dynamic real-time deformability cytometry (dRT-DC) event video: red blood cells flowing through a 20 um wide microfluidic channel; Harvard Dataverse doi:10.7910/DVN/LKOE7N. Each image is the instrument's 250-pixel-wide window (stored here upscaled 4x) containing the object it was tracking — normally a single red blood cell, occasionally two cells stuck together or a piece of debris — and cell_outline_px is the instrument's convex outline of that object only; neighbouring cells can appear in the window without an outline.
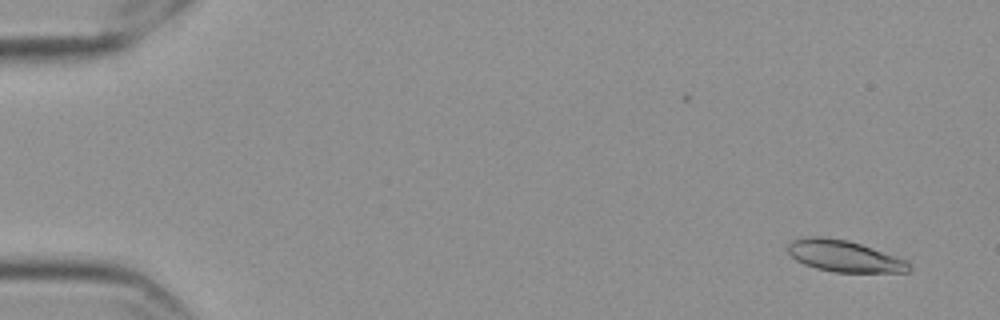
{"species": "Egyptian fruit bat (a non-hibernating species)", "species_latin": "Rousettus aegyptiacus", "temperature_condition": "cold", "stored_images_in_passage": 57, "camera_frame_rate_fps": 3000, "um_per_image_px": 0.085, "frame": {"image": 1, "passage_image": 3, "time_ms": 0.667, "image_size_px": [1000, 320], "cell_outline_px": [[912, 268], [908, 272], [836, 272], [816, 268], [804, 264], [796, 260], [788, 252], [788, 244], [792, 240], [804, 236], [820, 236], [848, 240], [908, 260]], "centroid_in_image_um": [71.76, 21.76], "position_along_channel_um": 13.2, "area_um2": 22.25}}
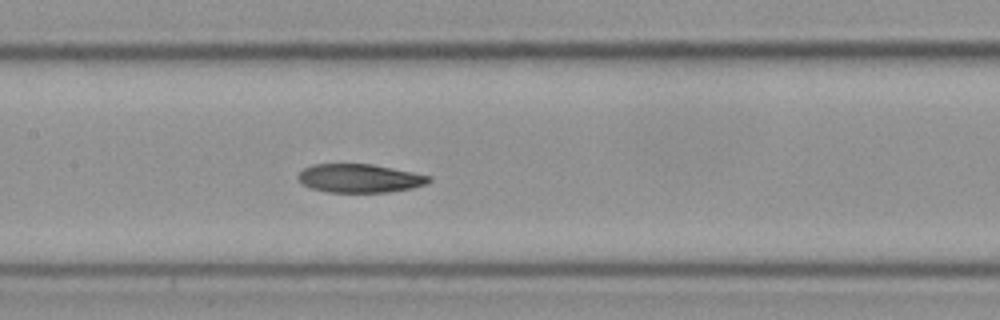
{"frame": {"image": 2, "passage_image": 28, "time_ms": 9.0, "image_size_px": [1000, 320], "cell_outline_px": [[432, 180], [424, 184], [412, 188], [388, 192], [328, 192], [312, 188], [304, 184], [296, 176], [304, 168], [312, 164], [372, 164], [432, 176]], "centroid_in_image_um": [30.58, 15.15], "position_along_channel_um": 176.8, "area_um2": 21.62}}
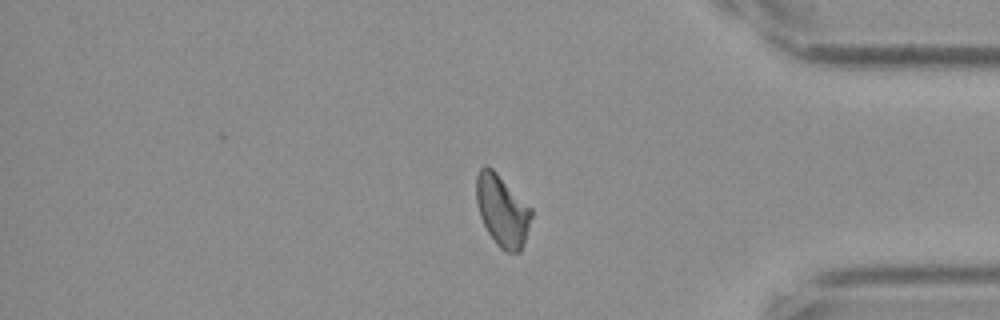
{"frame": {"image": 3, "passage_image": 48, "time_ms": 15.667, "image_size_px": [1000, 320], "cell_outline_px": [[532, 216], [520, 252], [508, 252], [500, 248], [496, 244], [488, 232], [480, 216], [476, 200], [476, 176], [480, 168], [484, 164], [488, 164], [532, 208]], "centroid_in_image_um": [42.67, 17.87], "position_along_channel_um": 392.5, "area_um2": 22.77}, "authors_computed_cell_mechanics": {"area_um2": 22.4264, "velocity_mm_per_s": 3.5439, "shape_relaxation_time_tau1_ms": null, "shape_relaxation_time_tau2_ms": 5.5068, "deformation_change_tau1": null, "deformation_change_tau2": 0.1051}}